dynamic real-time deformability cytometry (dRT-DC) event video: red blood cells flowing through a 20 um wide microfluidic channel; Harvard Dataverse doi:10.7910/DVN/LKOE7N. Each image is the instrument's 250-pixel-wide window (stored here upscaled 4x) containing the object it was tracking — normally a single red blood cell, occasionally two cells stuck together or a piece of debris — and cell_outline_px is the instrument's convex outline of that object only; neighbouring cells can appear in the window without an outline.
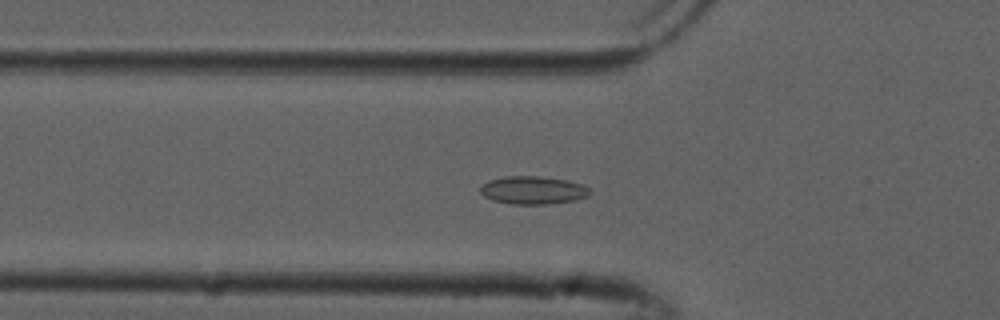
{"species": "common noctule bat (a hibernating species)", "species_latin": "Nyctalus noctula", "temperature_condition": "cold", "stored_images_in_passage": 53, "camera_frame_rate_fps": 3000, "um_per_image_px": 0.085, "animal": {"sex": "male", "forearm_length_mm": 52.5}, "frame": {"image": 1, "passage_image": 18, "time_ms": 5.667, "image_size_px": [1000, 320], "cell_outline_px": [[592, 192], [588, 196], [576, 200], [544, 204], [512, 204], [492, 200], [484, 196], [480, 192], [480, 188], [488, 180], [504, 176], [540, 176], [568, 180], [580, 184], [588, 188]], "centroid_in_image_um": [45.3, 16.16], "position_along_channel_um": 80.5, "area_um2": 17.86}}
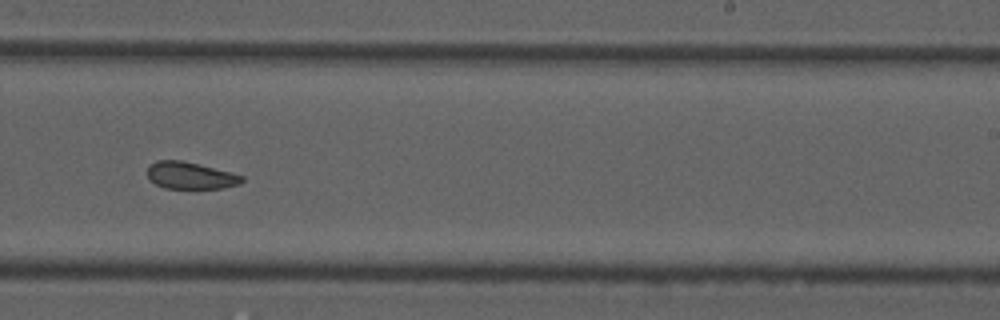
{"frame": {"image": 2, "passage_image": 33, "time_ms": 10.667, "image_size_px": [1000, 320], "cell_outline_px": [[244, 180], [240, 184], [220, 188], [164, 188], [148, 180], [148, 164], [156, 160], [180, 160], [200, 164], [232, 172], [244, 176]], "centroid_in_image_um": [16.17, 14.91], "position_along_channel_um": 272.8, "area_um2": 15.03}}
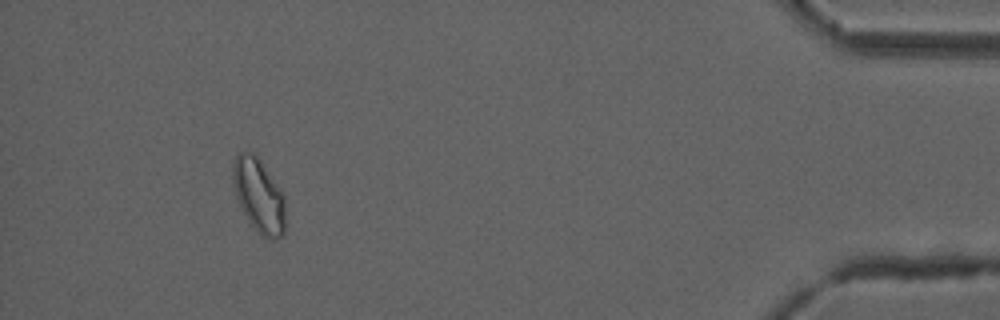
{"frame": {"image": 3, "passage_image": 49, "time_ms": 16.0, "image_size_px": [1000, 320], "cell_outline_px": [[284, 236], [276, 240], [268, 240], [248, 220], [236, 196], [232, 184], [232, 160], [240, 152], [252, 152], [260, 160], [284, 192]], "centroid_in_image_um": [22.0, 16.6], "position_along_channel_um": 413.2, "area_um2": 22.66}, "authors_computed_cell_mechanics": {"area_um2": 17.6868, "velocity_mm_per_s": 3.8498, "shape_relaxation_time_tau1_ms": null, "shape_relaxation_time_tau2_ms": 4.2506, "deformation_change_tau1": null, "deformation_change_tau2": 0.0802}}